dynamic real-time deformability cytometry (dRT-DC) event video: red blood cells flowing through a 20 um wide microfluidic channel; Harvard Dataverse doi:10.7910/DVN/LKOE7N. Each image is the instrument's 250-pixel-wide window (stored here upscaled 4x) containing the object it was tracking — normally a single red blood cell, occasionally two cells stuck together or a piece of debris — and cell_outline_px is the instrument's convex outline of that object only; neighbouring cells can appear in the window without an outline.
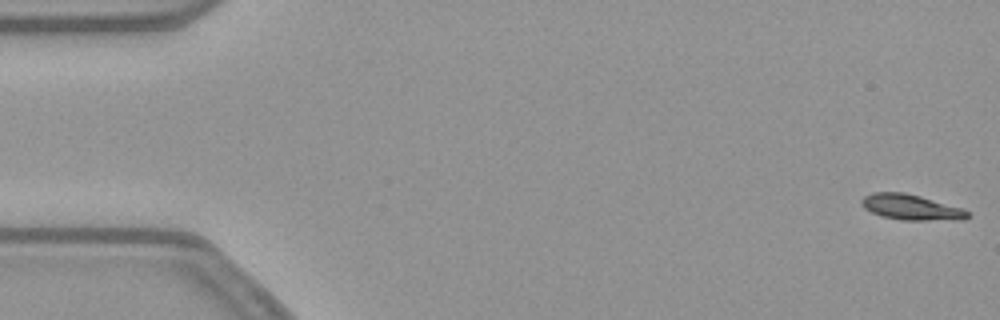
{"species": "common noctule bat (a hibernating species)", "species_latin": "Nyctalus noctula", "temperature_condition": "warm", "stored_images_in_passage": 54, "camera_frame_rate_fps": 3000, "um_per_image_px": 0.085, "animal": {"sex": "female", "body_mass_g": 21.9}, "frame": {"image": 1, "passage_image": 1, "time_ms": 0.0, "image_size_px": [1000, 320], "cell_outline_px": [[968, 216], [960, 220], [904, 220], [880, 216], [864, 208], [860, 204], [860, 200], [864, 196], [872, 192], [904, 192], [920, 196], [964, 208], [968, 212]], "centroid_in_image_um": [77.41, 17.61], "position_along_channel_um": 7.6, "area_um2": 15.84}}
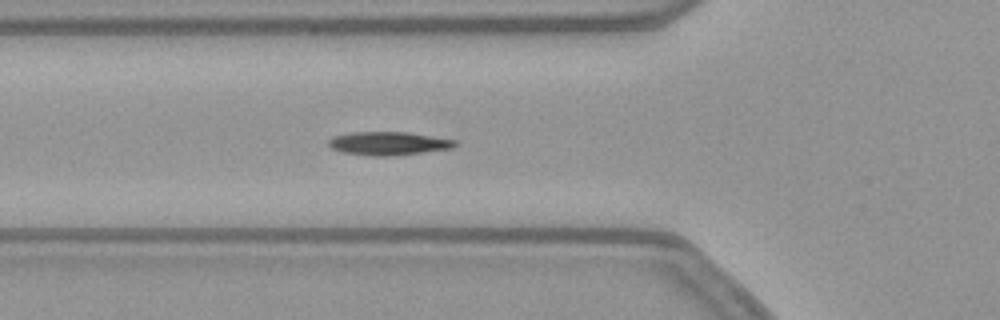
{"frame": {"image": 2, "passage_image": 19, "time_ms": 6.0, "image_size_px": [1000, 320], "cell_outline_px": [[456, 144], [452, 148], [424, 152], [388, 156], [372, 156], [340, 152], [332, 148], [328, 144], [328, 140], [332, 136], [352, 132], [408, 132], [456, 140]], "centroid_in_image_um": [32.98, 12.19], "position_along_channel_um": 92.8, "area_um2": 17.22}}
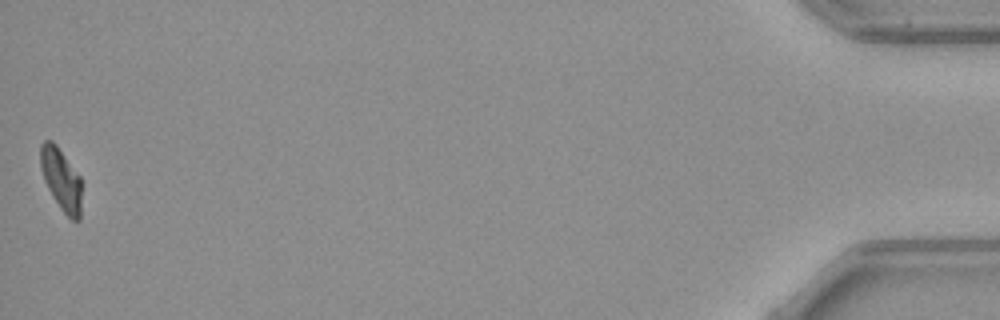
{"frame": {"image": 3, "passage_image": 54, "time_ms": 17.667, "image_size_px": [1000, 320], "cell_outline_px": [[80, 220], [72, 220], [60, 208], [52, 196], [44, 180], [40, 168], [40, 144], [44, 140], [52, 140], [56, 144], [80, 176]], "centroid_in_image_um": [5.17, 15.21], "position_along_channel_um": 430.0, "area_um2": 14.8}, "authors_computed_cell_mechanics": {"area_um2": 16.3285, "velocity_mm_per_s": 3.7806, "shape_relaxation_time_tau1_ms": 11.2001, "shape_relaxation_time_tau2_ms": null, "deformation_change_tau1": 0.2537, "deformation_change_tau2": null}}